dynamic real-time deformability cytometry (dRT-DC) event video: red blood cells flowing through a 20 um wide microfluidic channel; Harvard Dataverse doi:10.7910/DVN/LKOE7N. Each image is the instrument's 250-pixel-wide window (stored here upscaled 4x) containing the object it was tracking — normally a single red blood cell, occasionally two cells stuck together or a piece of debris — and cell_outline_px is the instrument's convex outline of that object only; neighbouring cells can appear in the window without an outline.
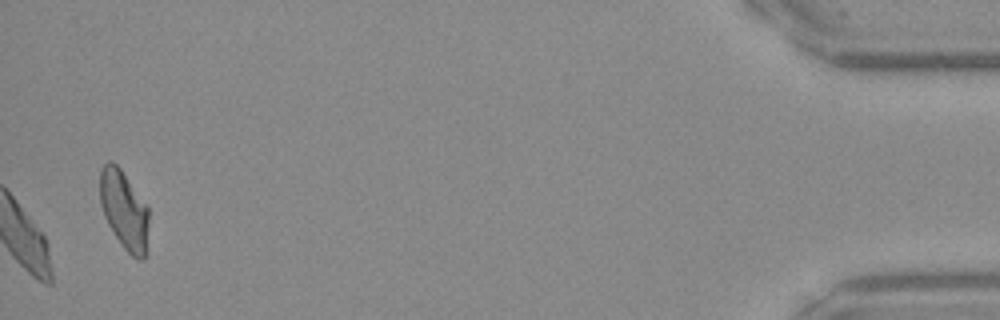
{"species": "Egyptian fruit bat (a non-hibernating species)", "species_latin": "Rousettus aegyptiacus", "temperature_condition": "warm", "stored_images_in_passage": 42, "camera_frame_rate_fps": 3000, "um_per_image_px": 0.085, "frame": {"image": 1, "passage_image": 42, "time_ms": 13.667, "image_size_px": [1000, 320], "cell_outline_px": [[148, 252], [144, 260], [136, 260], [124, 248], [112, 232], [104, 216], [100, 204], [100, 168], [108, 160], [112, 160], [120, 168], [148, 204]], "centroid_in_image_um": [10.58, 17.87], "position_along_channel_um": 424.6, "area_um2": 23.06}}